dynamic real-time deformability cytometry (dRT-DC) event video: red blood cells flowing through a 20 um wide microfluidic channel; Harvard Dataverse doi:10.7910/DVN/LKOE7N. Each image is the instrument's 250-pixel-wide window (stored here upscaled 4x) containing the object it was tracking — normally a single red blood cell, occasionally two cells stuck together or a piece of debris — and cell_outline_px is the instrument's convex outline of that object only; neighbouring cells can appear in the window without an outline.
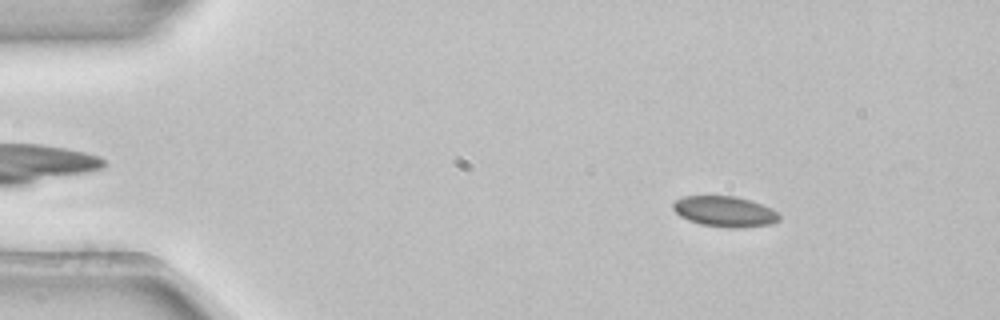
{"species": "common noctule bat (a hibernating species)", "species_latin": "Nyctalus noctula", "temperature_condition": "room temperature", "stored_images_in_passage": 53, "camera_frame_rate_fps": 3000, "um_per_image_px": 0.085, "animal": {"sex": "female", "body_mass_g": 22.7, "forearm_length_mm": 54.2}, "frame": {"image": 1, "passage_image": 7, "time_ms": 2.0, "image_size_px": [1000, 320], "cell_outline_px": [[780, 220], [772, 224], [744, 228], [728, 228], [700, 224], [688, 220], [680, 216], [672, 208], [672, 204], [676, 200], [684, 196], [736, 196], [752, 200], [772, 208], [780, 216]], "centroid_in_image_um": [61.63, 17.98], "position_along_channel_um": 23.4, "area_um2": 19.19}}
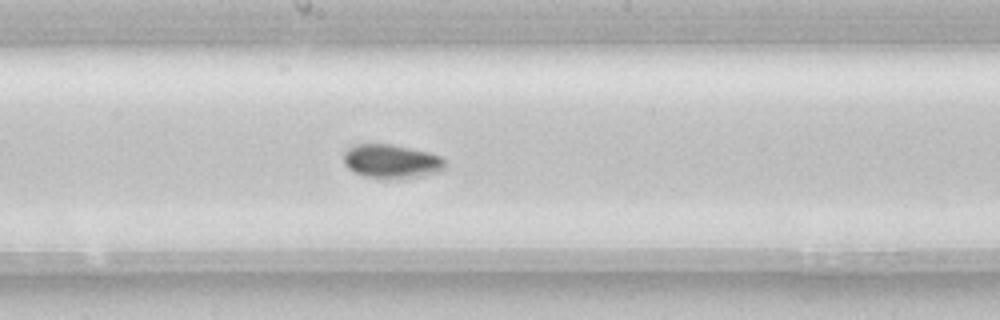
{"frame": {"image": 2, "passage_image": 28, "time_ms": 9.0, "image_size_px": [1000, 320], "cell_outline_px": [[448, 168], [440, 172], [420, 176], [396, 180], [364, 176], [348, 168], [344, 164], [344, 152], [348, 148], [356, 144], [388, 144], [428, 152], [440, 156], [444, 160]], "centroid_in_image_um": [33.31, 13.73], "position_along_channel_um": 214.9, "area_um2": 20.17}}
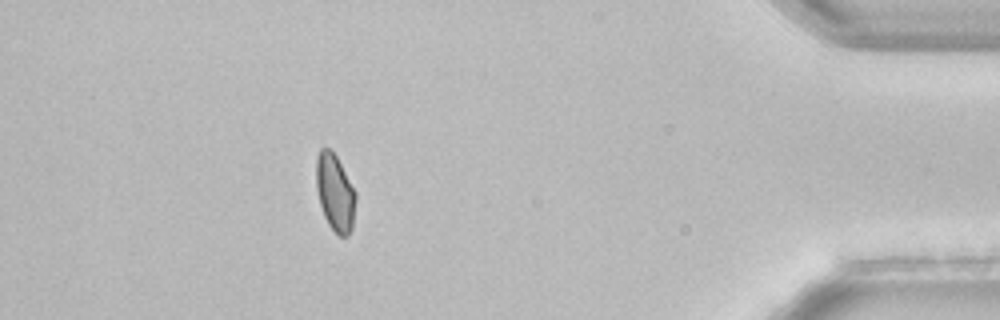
{"frame": {"image": 3, "passage_image": 47, "time_ms": 15.333, "image_size_px": [1000, 320], "cell_outline_px": [[356, 200], [352, 228], [348, 236], [340, 236], [328, 224], [324, 216], [320, 204], [316, 188], [316, 156], [320, 148], [332, 148], [356, 192]], "centroid_in_image_um": [28.47, 16.34], "position_along_channel_um": 406.7, "area_um2": 17.86}, "authors_computed_cell_mechanics": {"area_um2": 18.9006, "velocity_mm_per_s": 3.8564, "shape_relaxation_time_tau1_ms": 5.1544, "shape_relaxation_time_tau2_ms": null, "deformation_change_tau1": 0.0562, "deformation_change_tau2": null}}